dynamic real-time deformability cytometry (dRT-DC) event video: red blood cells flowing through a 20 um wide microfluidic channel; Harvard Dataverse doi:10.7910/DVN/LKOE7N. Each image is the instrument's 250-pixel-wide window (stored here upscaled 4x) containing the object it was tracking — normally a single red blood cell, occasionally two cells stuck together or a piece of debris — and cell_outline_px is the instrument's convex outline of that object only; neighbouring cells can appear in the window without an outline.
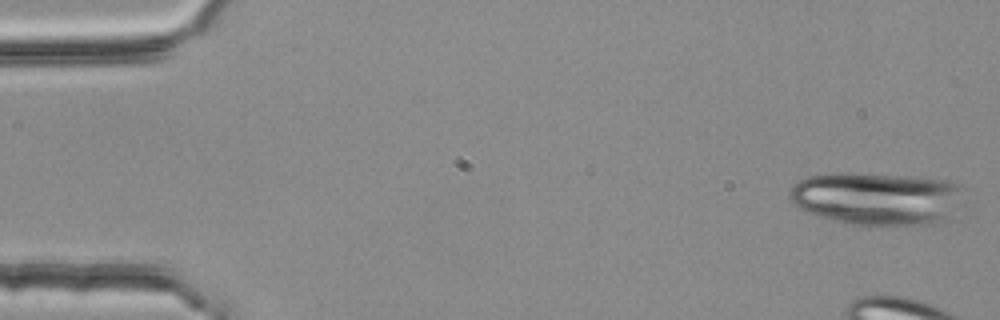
{"species": "common noctule bat (a hibernating species)", "species_latin": "Nyctalus noctula", "temperature_condition": "room temperature", "stored_images_in_passage": 4, "camera_frame_rate_fps": 3000, "um_per_image_px": 0.085, "animal": {"sex": "female", "body_mass_g": 25.1}, "frame": {"image": 1, "passage_image": 1, "time_ms": 0.0, "image_size_px": [1000, 320], "cell_outline_px": [[968, 188], [964, 204], [948, 220], [928, 224], [896, 228], [868, 228], [848, 224], [832, 220], [808, 212], [800, 208], [788, 196], [788, 192], [792, 184], [808, 176], [832, 172], [844, 172], [916, 176], [948, 180], [960, 184]], "centroid_in_image_um": [74.68, 16.9], "position_along_channel_um": 10.3, "area_um2": 56.53}}